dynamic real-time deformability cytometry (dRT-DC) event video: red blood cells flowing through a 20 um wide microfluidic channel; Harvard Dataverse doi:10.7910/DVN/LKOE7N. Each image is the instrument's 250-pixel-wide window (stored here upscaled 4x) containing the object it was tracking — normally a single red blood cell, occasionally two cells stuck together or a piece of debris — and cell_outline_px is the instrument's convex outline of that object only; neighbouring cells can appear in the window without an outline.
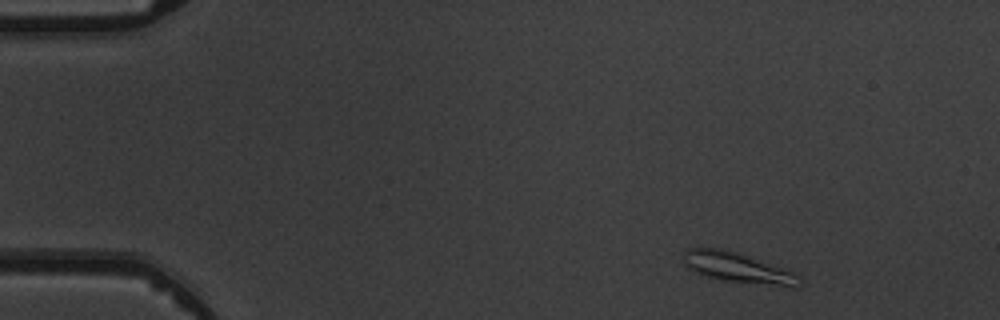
{"species": "common noctule bat (a hibernating species)", "species_latin": "Nyctalus noctula", "temperature_condition": "warm", "stored_images_in_passage": 5, "camera_frame_rate_fps": 3000, "um_per_image_px": 0.085, "animal": {"sex": "male", "body_mass_g": 19.5, "forearm_length_mm": 54.6}, "frame": {"image": 1, "passage_image": 1, "time_ms": 0.0, "image_size_px": [1000, 320], "cell_outline_px": [[800, 284], [796, 288], [792, 288], [720, 280], [692, 272], [684, 264], [684, 252], [688, 248], [700, 244], [720, 248], [736, 252], [748, 256], [792, 272], [800, 276]], "centroid_in_image_um": [62.63, 22.74], "position_along_channel_um": 22.4, "area_um2": 20.87}}
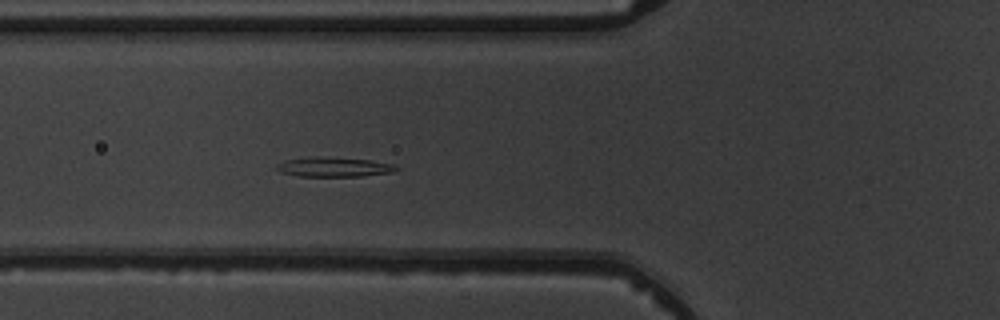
{"frame": {"image": 2, "passage_image": 5, "time_ms": 4.333, "image_size_px": [1000, 320], "cell_outline_px": [[400, 168], [392, 172], [360, 176], [300, 176], [280, 172], [276, 168], [276, 164], [284, 160], [312, 156], [320, 156], [372, 160], [392, 164]], "centroid_in_image_um": [28.35, 14.18], "position_along_channel_um": 97.5, "area_um2": 13.7}}